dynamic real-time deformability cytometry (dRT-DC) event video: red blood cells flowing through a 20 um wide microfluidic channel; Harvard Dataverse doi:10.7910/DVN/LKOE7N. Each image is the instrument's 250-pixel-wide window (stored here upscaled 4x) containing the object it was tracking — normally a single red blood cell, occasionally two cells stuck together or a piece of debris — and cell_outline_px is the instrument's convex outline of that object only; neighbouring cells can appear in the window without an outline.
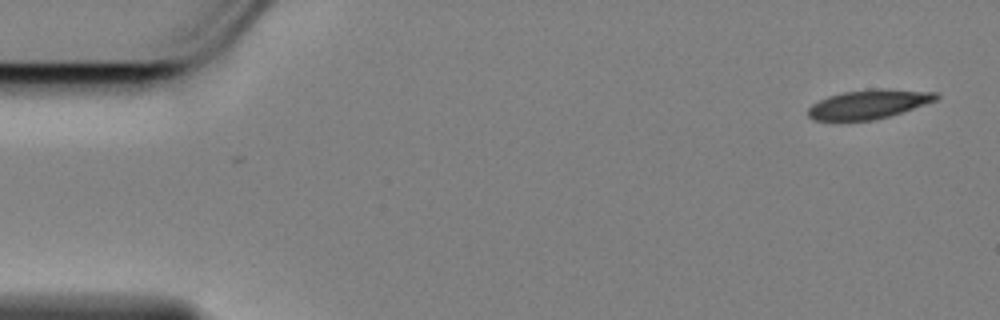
{"species": "Egyptian fruit bat (a non-hibernating species)", "species_latin": "Rousettus aegyptiacus", "temperature_condition": "cold", "stored_images_in_passage": 2, "camera_frame_rate_fps": 3000, "um_per_image_px": 0.085, "animal": {"sex": "female"}, "frame": {"image": 1, "passage_image": 1, "time_ms": 0.0, "image_size_px": [1000, 320], "cell_outline_px": [[940, 96], [936, 100], [888, 116], [872, 120], [816, 120], [808, 116], [808, 108], [812, 104], [828, 96], [844, 92], [876, 88], [884, 88], [940, 92]], "centroid_in_image_um": [73.86, 8.83], "position_along_channel_um": 11.1, "area_um2": 21.5}}